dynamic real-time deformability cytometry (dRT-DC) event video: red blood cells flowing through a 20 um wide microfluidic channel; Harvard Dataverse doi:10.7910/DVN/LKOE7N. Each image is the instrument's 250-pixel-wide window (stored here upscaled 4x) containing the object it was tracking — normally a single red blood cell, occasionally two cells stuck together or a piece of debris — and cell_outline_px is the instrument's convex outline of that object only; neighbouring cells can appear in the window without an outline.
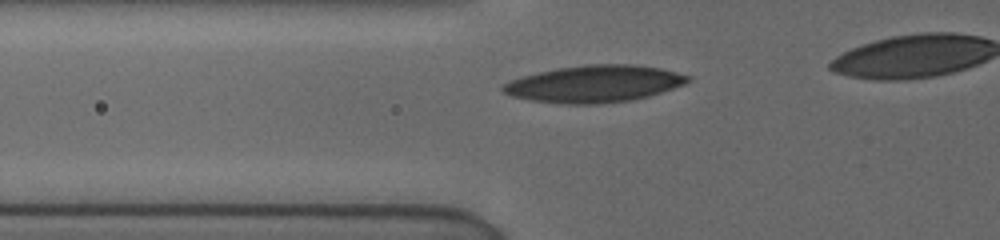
{"species": "human", "species_latin": "Homo sapiens", "temperature_condition": "cold", "stored_images_in_passage": 5, "camera_frame_rate_fps": 3000, "um_per_image_px": 0.085, "donor": {"sex": "female"}, "frame": {"image": 1, "passage_image": 3, "time_ms": 1.667, "image_size_px": [1000, 240], "cell_outline_px": [[692, 80], [684, 84], [648, 96], [632, 100], [600, 104], [560, 104], [532, 100], [512, 96], [504, 92], [500, 88], [504, 84], [520, 76], [556, 68], [588, 64], [632, 64], [660, 68], [692, 76]], "centroid_in_image_um": [50.52, 7.12], "position_along_channel_um": 75.3, "area_um2": 39.88}}
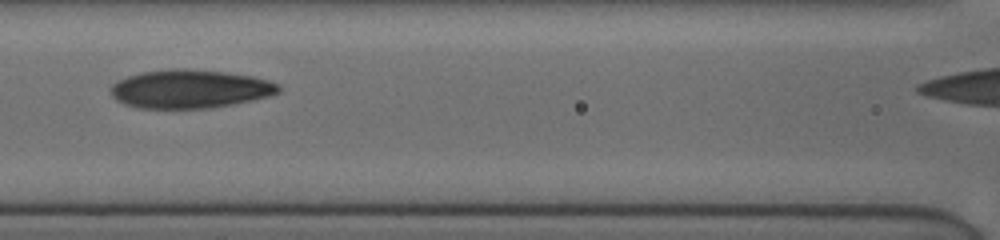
{"frame": {"image": 2, "passage_image": 5, "time_ms": 3.667, "image_size_px": [1000, 240], "cell_outline_px": [[280, 92], [268, 96], [232, 104], [208, 108], [136, 108], [124, 104], [116, 100], [112, 96], [112, 84], [128, 76], [140, 72], [172, 68], [188, 68], [224, 72], [252, 76], [268, 80], [280, 84]], "centroid_in_image_um": [16.14, 7.55], "position_along_channel_um": 150.5, "area_um2": 37.63}}